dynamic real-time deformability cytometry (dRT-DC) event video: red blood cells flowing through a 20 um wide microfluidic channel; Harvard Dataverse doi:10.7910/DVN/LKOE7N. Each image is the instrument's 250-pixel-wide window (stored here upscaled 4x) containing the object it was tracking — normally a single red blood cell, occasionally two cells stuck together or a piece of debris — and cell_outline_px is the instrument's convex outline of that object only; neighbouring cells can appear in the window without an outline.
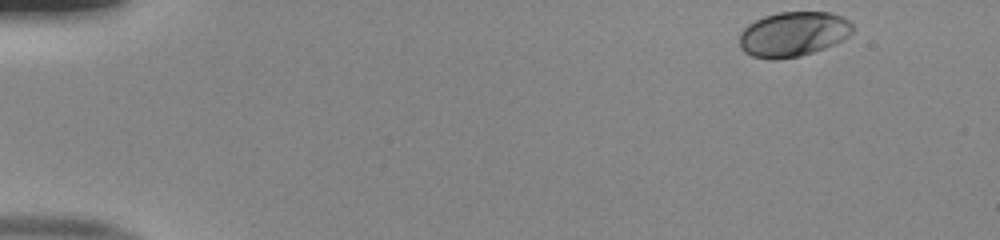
{"species": "human", "species_latin": "Homo sapiens", "temperature_condition": "room temperature", "stored_images_in_passage": 48, "camera_frame_rate_fps": 3000, "um_per_image_px": 0.085, "donor": {"sex": "male"}, "frame": {"image": 1, "passage_image": 1, "time_ms": 0.0, "image_size_px": [1000, 240], "cell_outline_px": [[856, 28], [848, 36], [824, 48], [800, 56], [776, 60], [772, 60], [752, 56], [744, 52], [740, 44], [740, 32], [748, 24], [764, 16], [780, 12], [828, 12], [844, 16]], "centroid_in_image_um": [67.43, 2.89], "position_along_channel_um": 17.6, "area_um2": 29.59}}
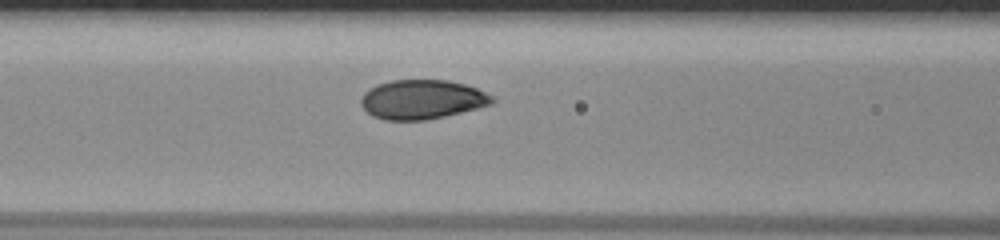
{"frame": {"image": 2, "passage_image": 19, "time_ms": 6.0, "image_size_px": [1000, 240], "cell_outline_px": [[496, 100], [492, 104], [444, 116], [424, 120], [384, 120], [372, 116], [360, 104], [360, 100], [364, 92], [368, 88], [376, 84], [392, 80], [448, 80], [464, 84], [476, 88], [492, 96]], "centroid_in_image_um": [35.84, 8.45], "position_along_channel_um": 130.8, "area_um2": 30.0}}
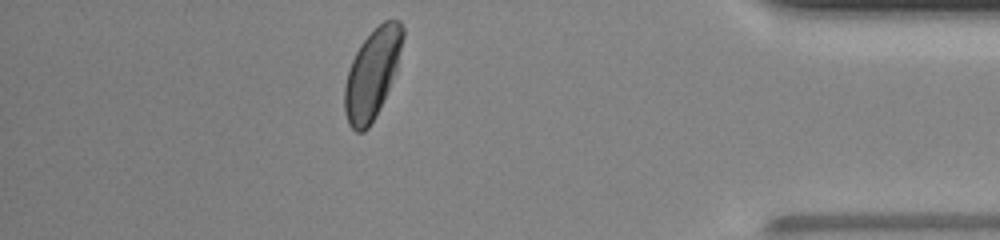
{"frame": {"image": 3, "passage_image": 42, "time_ms": 13.667, "image_size_px": [1000, 240], "cell_outline_px": [[404, 36], [396, 72], [376, 116], [368, 128], [364, 132], [356, 132], [348, 124], [344, 112], [344, 84], [348, 68], [360, 44], [384, 20], [400, 20], [404, 28]], "centroid_in_image_um": [31.63, 6.29], "position_along_channel_um": 403.6, "area_um2": 30.35}, "authors_computed_cell_mechanics": {"area_um2": 29.9982, "velocity_mm_per_s": 4.007, "shape_relaxation_time_tau1_ms": 3.0184, "shape_relaxation_time_tau2_ms": null, "deformation_change_tau1": 0.1459, "deformation_change_tau2": null}}